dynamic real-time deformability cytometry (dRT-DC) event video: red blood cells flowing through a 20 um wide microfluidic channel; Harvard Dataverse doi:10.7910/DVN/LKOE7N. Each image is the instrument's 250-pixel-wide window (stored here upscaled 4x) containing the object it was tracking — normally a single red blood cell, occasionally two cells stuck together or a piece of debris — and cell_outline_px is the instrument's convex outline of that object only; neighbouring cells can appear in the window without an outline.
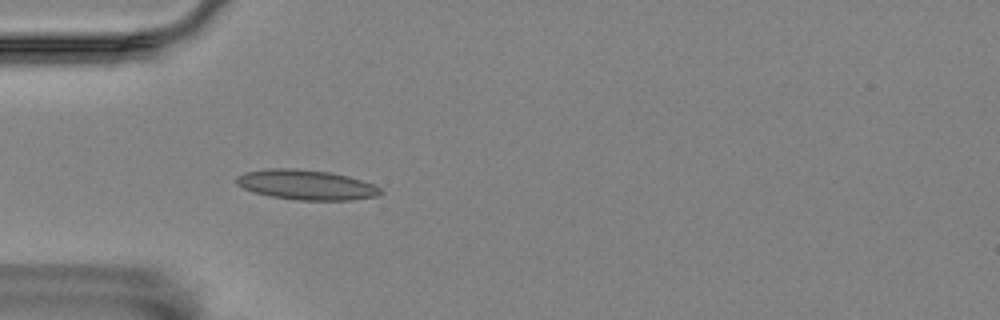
{"species": "Egyptian fruit bat (a non-hibernating species)", "species_latin": "Rousettus aegyptiacus", "temperature_condition": "room temperature", "stored_images_in_passage": 57, "camera_frame_rate_fps": 3000, "um_per_image_px": 0.085, "animal": {"sex": "female"}, "frame": {"image": 1, "passage_image": 17, "time_ms": 5.333, "image_size_px": [1000, 320], "cell_outline_px": [[384, 192], [376, 196], [352, 200], [296, 200], [272, 196], [252, 192], [236, 184], [236, 176], [244, 172], [268, 168], [296, 168], [328, 172], [348, 176], [372, 184], [380, 188]], "centroid_in_image_um": [26.0, 15.7], "position_along_channel_um": 59.0, "area_um2": 25.14}}
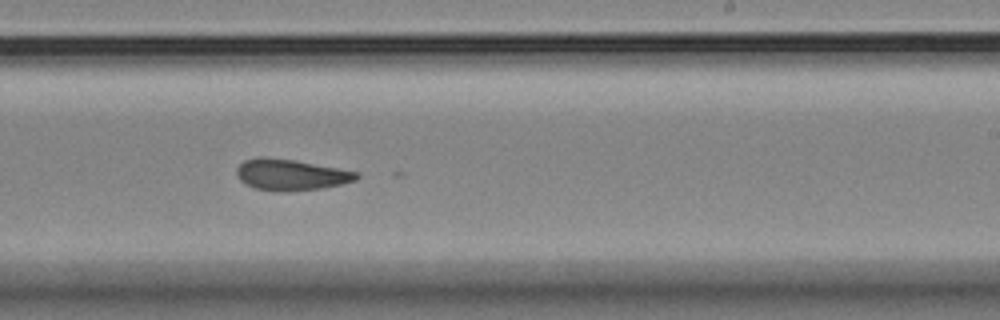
{"frame": {"image": 2, "passage_image": 35, "time_ms": 11.333, "image_size_px": [1000, 320], "cell_outline_px": [[360, 176], [356, 180], [324, 188], [288, 192], [276, 192], [256, 188], [244, 184], [240, 180], [236, 172], [236, 168], [244, 160], [260, 156], [264, 156], [292, 160], [340, 168], [360, 172]], "centroid_in_image_um": [24.72, 14.86], "position_along_channel_um": 264.3, "area_um2": 22.02}}
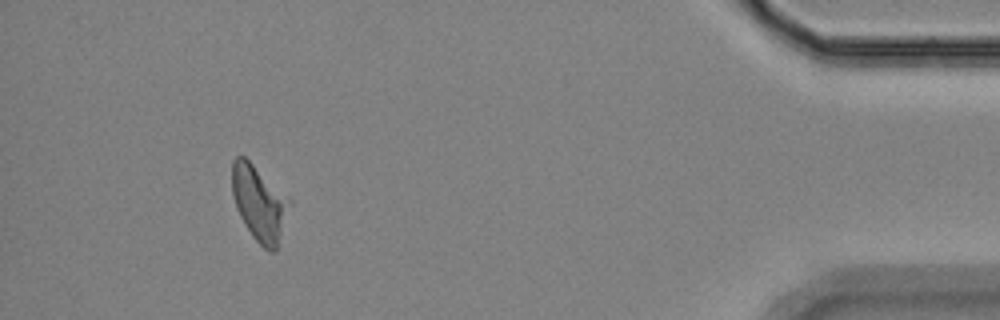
{"frame": {"image": 3, "passage_image": 53, "time_ms": 17.333, "image_size_px": [1000, 320], "cell_outline_px": [[292, 204], [276, 252], [268, 252], [252, 236], [244, 224], [236, 208], [232, 192], [232, 160], [236, 156], [244, 156], [292, 200]], "centroid_in_image_um": [22.06, 17.3], "position_along_channel_um": 413.1, "area_um2": 25.37}}